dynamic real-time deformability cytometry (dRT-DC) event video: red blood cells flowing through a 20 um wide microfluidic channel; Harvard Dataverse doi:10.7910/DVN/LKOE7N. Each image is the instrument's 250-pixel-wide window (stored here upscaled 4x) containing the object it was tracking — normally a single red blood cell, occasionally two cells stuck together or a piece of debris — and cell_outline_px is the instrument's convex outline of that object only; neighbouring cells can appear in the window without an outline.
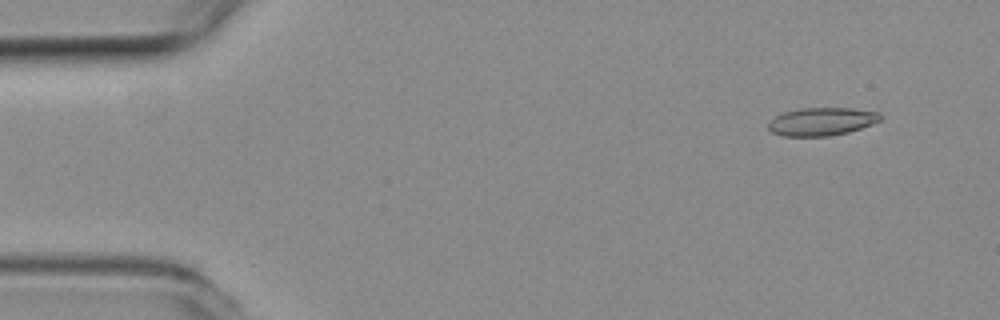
{"species": "common noctule bat (a hibernating species)", "species_latin": "Nyctalus noctula", "temperature_condition": "room temperature", "stored_images_in_passage": 54, "camera_frame_rate_fps": 3000, "um_per_image_px": 0.085, "animal": {"sex": "female", "body_mass_g": 19.3, "forearm_length_mm": 54.1}, "frame": {"image": 1, "passage_image": 5, "time_ms": 1.333, "image_size_px": [1000, 320], "cell_outline_px": [[880, 120], [872, 124], [848, 132], [828, 136], [784, 136], [772, 132], [768, 128], [768, 120], [784, 112], [800, 108], [852, 108], [880, 112]], "centroid_in_image_um": [69.82, 10.32], "position_along_channel_um": 15.2, "area_um2": 18.26}}
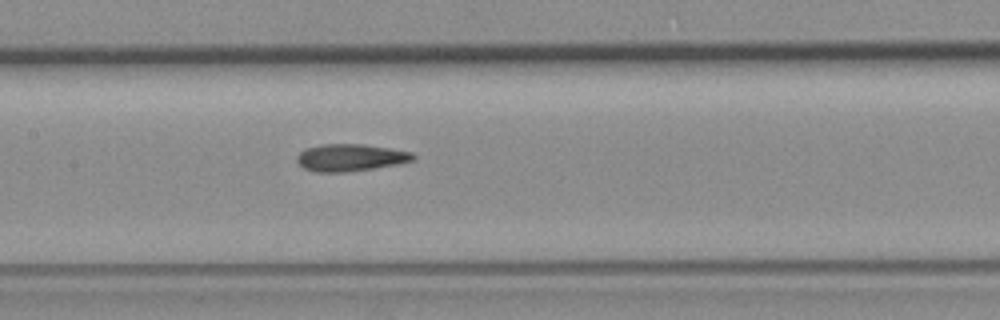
{"frame": {"image": 2, "passage_image": 26, "time_ms": 8.333, "image_size_px": [1000, 320], "cell_outline_px": [[416, 156], [412, 160], [396, 164], [372, 168], [344, 172], [316, 172], [304, 168], [296, 160], [296, 156], [300, 152], [308, 148], [320, 144], [364, 144], [412, 152]], "centroid_in_image_um": [29.75, 13.39], "position_along_channel_um": 177.6, "area_um2": 18.15}}
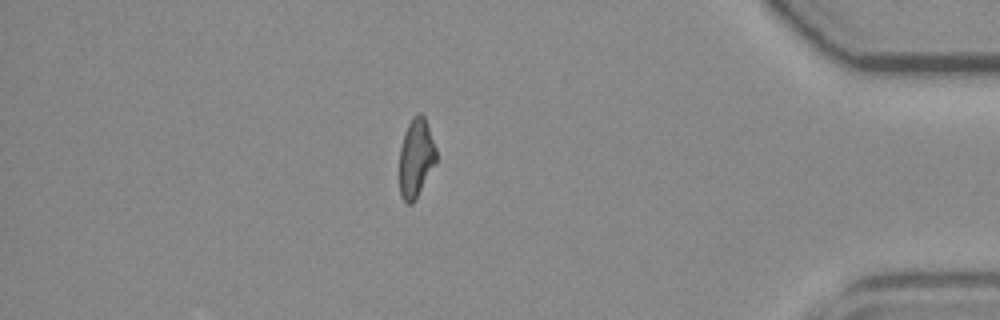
{"frame": {"image": 3, "passage_image": 47, "time_ms": 15.333, "image_size_px": [1000, 320], "cell_outline_px": [[436, 164], [412, 204], [404, 204], [400, 196], [400, 148], [404, 132], [412, 116], [416, 112], [420, 112], [424, 116], [436, 148]], "centroid_in_image_um": [35.35, 13.42], "position_along_channel_um": 399.8, "area_um2": 16.99}, "authors_computed_cell_mechanics": {"area_um2": 18.1781, "velocity_mm_per_s": 3.7835, "shape_relaxation_time_tau1_ms": null, "shape_relaxation_time_tau2_ms": 3.3634, "deformation_change_tau1": null, "deformation_change_tau2": 0.1099}}